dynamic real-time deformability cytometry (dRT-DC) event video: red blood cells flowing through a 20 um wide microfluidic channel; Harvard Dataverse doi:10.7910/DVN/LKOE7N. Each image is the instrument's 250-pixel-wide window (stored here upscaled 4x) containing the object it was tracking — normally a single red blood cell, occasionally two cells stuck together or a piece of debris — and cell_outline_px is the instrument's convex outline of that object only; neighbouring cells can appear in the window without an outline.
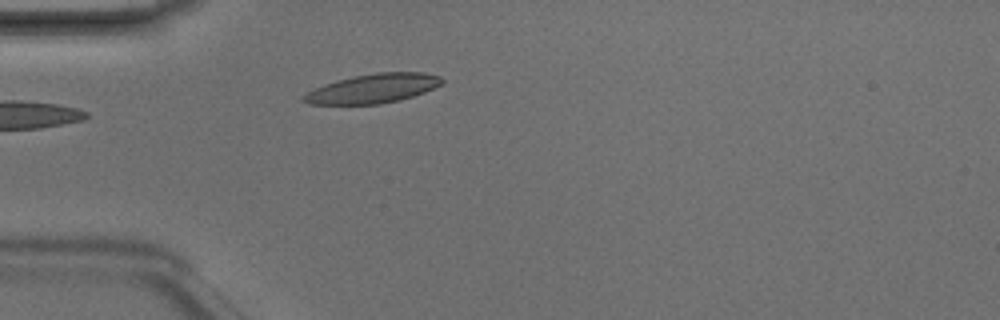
{"species": "Egyptian fruit bat (a non-hibernating species)", "species_latin": "Rousettus aegyptiacus", "temperature_condition": "room temperature", "stored_images_in_passage": 3, "camera_frame_rate_fps": 3000, "um_per_image_px": 0.085, "animal": {"sex": "male"}, "frame": {"image": 1, "passage_image": 3, "time_ms": 0.667, "image_size_px": [1000, 320], "cell_outline_px": [[444, 84], [424, 92], [400, 100], [380, 104], [308, 104], [300, 100], [300, 96], [324, 84], [336, 80], [352, 76], [376, 72], [424, 72], [440, 76], [444, 80]], "centroid_in_image_um": [31.71, 7.51], "position_along_channel_um": 53.3, "area_um2": 23.76}}